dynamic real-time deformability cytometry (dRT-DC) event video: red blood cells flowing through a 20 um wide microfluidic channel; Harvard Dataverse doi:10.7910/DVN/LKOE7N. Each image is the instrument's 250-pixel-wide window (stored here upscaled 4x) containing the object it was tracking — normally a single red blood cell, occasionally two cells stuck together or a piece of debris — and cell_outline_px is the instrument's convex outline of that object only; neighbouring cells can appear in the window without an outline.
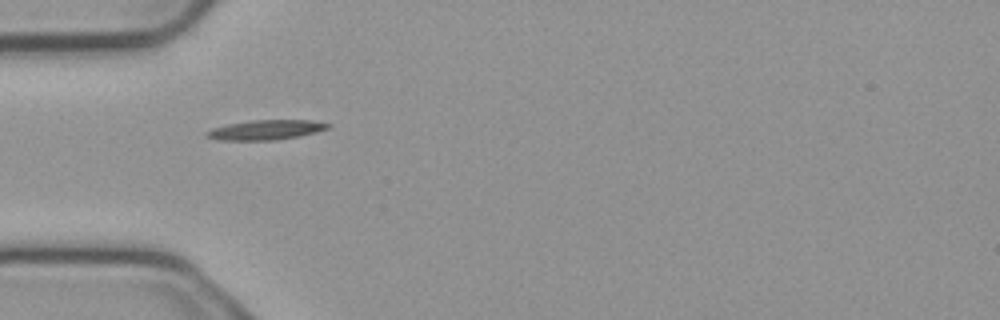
{"species": "common noctule bat (a hibernating species)", "species_latin": "Nyctalus noctula", "temperature_condition": "cold", "stored_images_in_passage": 37, "camera_frame_rate_fps": 3000, "um_per_image_px": 0.085, "animal": {"sex": "male", "body_mass_g": 23.1, "forearm_length_mm": 52.7}, "frame": {"image": 1, "passage_image": 1, "time_ms": 0.0, "image_size_px": [1000, 320], "cell_outline_px": [[332, 124], [328, 128], [316, 132], [300, 136], [276, 140], [220, 140], [204, 136], [204, 132], [212, 128], [228, 124], [252, 120], [312, 120]], "centroid_in_image_um": [22.59, 11.04], "position_along_channel_um": 62.4, "area_um2": 14.05}}
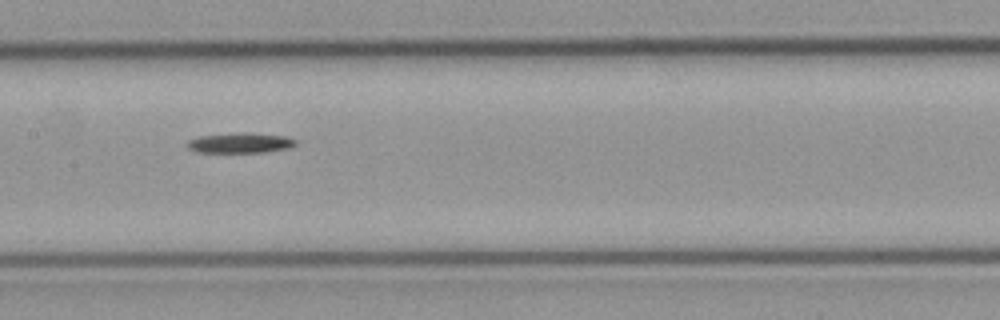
{"frame": {"image": 2, "passage_image": 11, "time_ms": 3.333, "image_size_px": [1000, 320], "cell_outline_px": [[296, 144], [288, 148], [264, 152], [196, 152], [188, 148], [184, 144], [188, 140], [196, 136], [244, 132], [248, 132], [284, 136], [296, 140]], "centroid_in_image_um": [20.35, 12.14], "position_along_channel_um": 187.1, "area_um2": 12.83}}
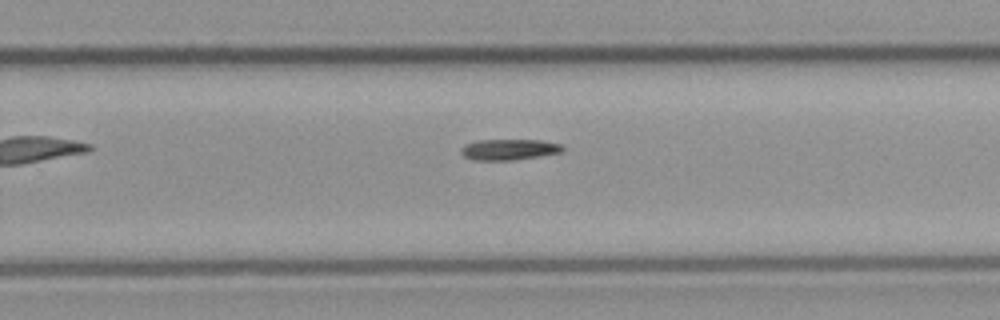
{"frame": {"image": 3, "passage_image": 19, "time_ms": 6.0, "image_size_px": [1000, 320], "cell_outline_px": [[564, 152], [540, 156], [512, 160], [472, 160], [464, 156], [460, 152], [460, 148], [464, 144], [476, 140], [540, 140], [560, 144], [564, 148]], "centroid_in_image_um": [43.24, 12.71], "position_along_channel_um": 286.6, "area_um2": 12.48}}